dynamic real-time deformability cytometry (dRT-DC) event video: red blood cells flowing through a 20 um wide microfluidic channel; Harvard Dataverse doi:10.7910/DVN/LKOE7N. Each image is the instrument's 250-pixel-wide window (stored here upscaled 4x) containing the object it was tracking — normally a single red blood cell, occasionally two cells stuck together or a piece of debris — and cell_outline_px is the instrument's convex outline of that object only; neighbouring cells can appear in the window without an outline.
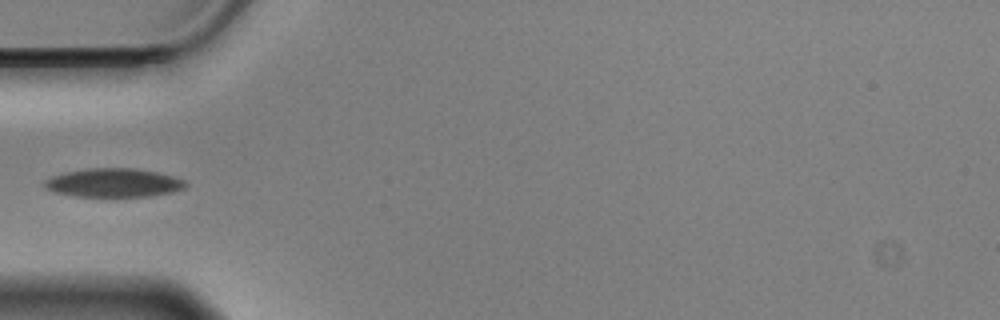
{"species": "Egyptian fruit bat (a non-hibernating species)", "species_latin": "Rousettus aegyptiacus", "temperature_condition": "cold", "stored_images_in_passage": 33, "camera_frame_rate_fps": 3000, "um_per_image_px": 0.085, "animal": {"sex": "male"}, "frame": {"image": 1, "passage_image": 1, "time_ms": 0.0, "image_size_px": [1000, 320], "cell_outline_px": [[188, 184], [184, 188], [172, 192], [148, 196], [76, 196], [56, 192], [44, 188], [44, 180], [52, 176], [64, 172], [88, 168], [136, 168], [156, 172], [172, 176], [184, 180]], "centroid_in_image_um": [9.64, 15.52], "position_along_channel_um": 75.4, "area_um2": 23.47}}
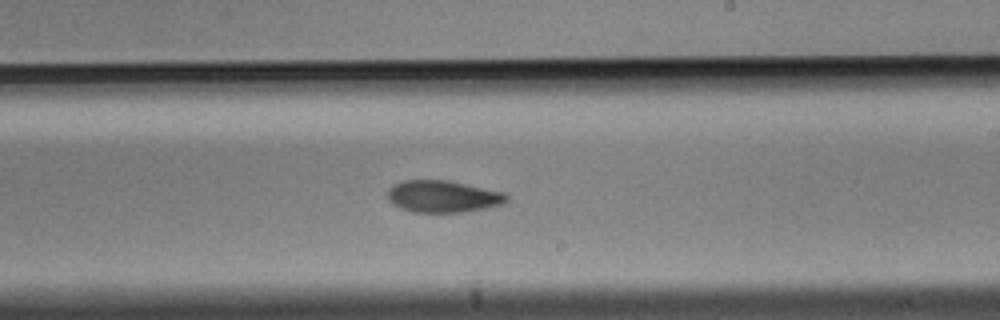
{"frame": {"image": 2, "passage_image": 16, "time_ms": 5.0, "image_size_px": [1000, 320], "cell_outline_px": [[508, 200], [504, 204], [488, 208], [464, 212], [416, 212], [400, 208], [392, 204], [388, 200], [388, 192], [392, 184], [404, 180], [448, 180], [504, 192], [508, 196]], "centroid_in_image_um": [37.67, 16.7], "position_along_channel_um": 251.3, "area_um2": 22.31}}
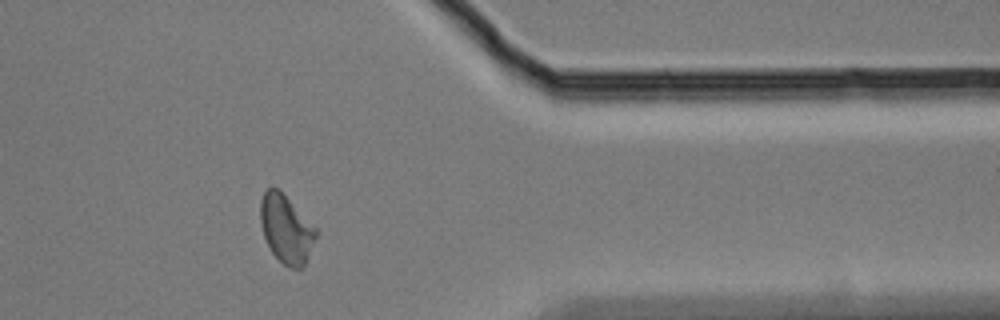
{"frame": {"image": 3, "passage_image": 29, "time_ms": 9.333, "image_size_px": [1000, 320], "cell_outline_px": [[320, 232], [304, 264], [300, 268], [288, 268], [272, 252], [264, 236], [260, 220], [260, 200], [264, 192], [268, 188], [276, 188]], "centroid_in_image_um": [24.33, 19.49], "position_along_channel_um": 387.1, "area_um2": 21.56}}